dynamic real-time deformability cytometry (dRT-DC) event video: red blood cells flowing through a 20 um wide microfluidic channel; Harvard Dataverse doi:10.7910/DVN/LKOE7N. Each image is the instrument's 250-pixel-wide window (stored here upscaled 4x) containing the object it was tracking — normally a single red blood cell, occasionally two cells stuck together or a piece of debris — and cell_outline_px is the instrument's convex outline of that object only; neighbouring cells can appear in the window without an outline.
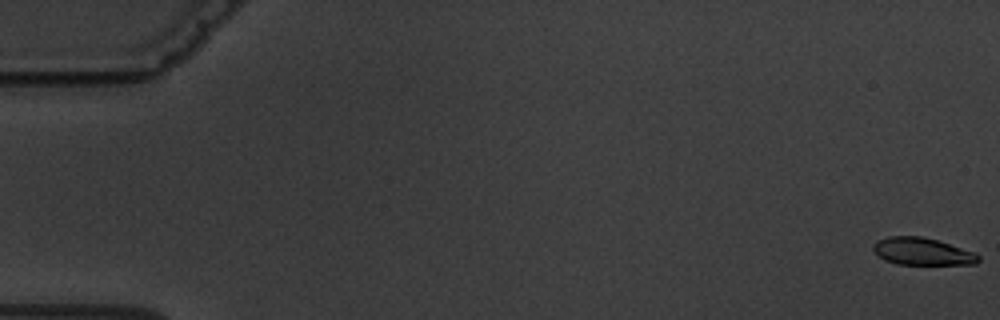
{"species": "common noctule bat (a hibernating species)", "species_latin": "Nyctalus noctula", "temperature_condition": "warm", "stored_images_in_passage": 6, "segment_of_instrument_passage": [1, 2], "camera_frame_rate_fps": 3000, "um_per_image_px": 0.085, "animal": {"sex": "male", "body_mass_g": 19.5, "forearm_length_mm": 54.6}, "frame": {"image": 1, "passage_image": 1, "time_ms": 0.0, "image_size_px": [1000, 320], "cell_outline_px": [[980, 260], [976, 264], [896, 264], [884, 260], [872, 248], [872, 244], [888, 236], [920, 236], [936, 240], [976, 252], [980, 256]], "centroid_in_image_um": [78.42, 21.38], "position_along_channel_um": 6.6, "area_um2": 16.65}}
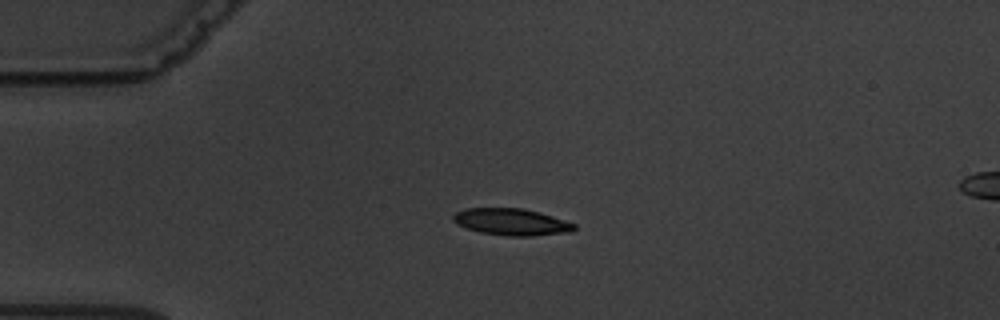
{"frame": {"image": 2, "passage_image": 4, "time_ms": 4.667, "image_size_px": [1000, 320], "cell_outline_px": [[576, 228], [572, 232], [532, 236], [508, 236], [480, 232], [468, 228], [452, 220], [452, 216], [456, 212], [464, 208], [524, 208], [540, 212], [576, 224]], "centroid_in_image_um": [43.51, 18.86], "position_along_channel_um": 41.5, "area_um2": 18.9}}